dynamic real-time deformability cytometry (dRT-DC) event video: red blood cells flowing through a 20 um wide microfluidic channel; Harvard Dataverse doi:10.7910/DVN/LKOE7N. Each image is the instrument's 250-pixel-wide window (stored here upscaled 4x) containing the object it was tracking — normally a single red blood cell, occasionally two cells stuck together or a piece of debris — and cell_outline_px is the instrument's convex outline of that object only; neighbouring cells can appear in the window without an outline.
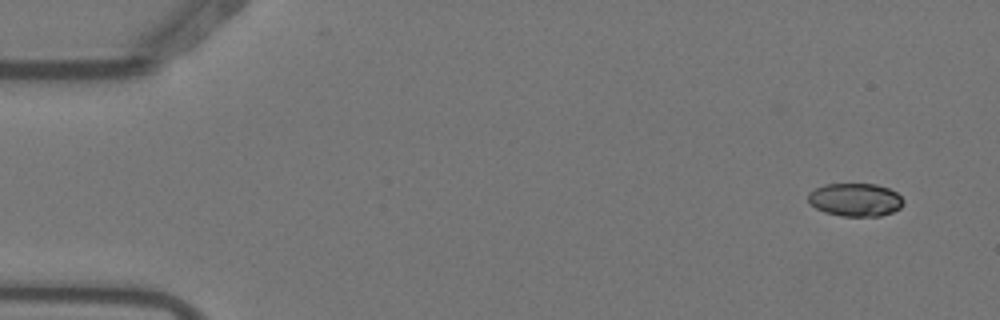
{"species": "Egyptian fruit bat (a non-hibernating species)", "species_latin": "Rousettus aegyptiacus", "temperature_condition": "warm", "stored_images_in_passage": 6, "camera_frame_rate_fps": 3000, "um_per_image_px": 0.085, "animal": {"sex": "female"}, "frame": {"image": 1, "passage_image": 1, "time_ms": 0.0, "image_size_px": [1000, 320], "cell_outline_px": [[904, 204], [900, 208], [892, 212], [880, 216], [840, 216], [824, 212], [808, 204], [808, 192], [824, 184], [876, 184], [888, 188], [896, 192], [904, 200]], "centroid_in_image_um": [72.68, 16.98], "position_along_channel_um": 12.3, "area_um2": 18.55}}
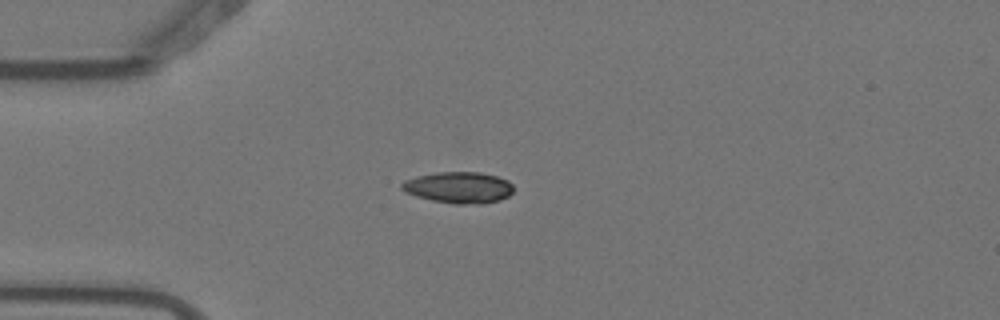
{"frame": {"image": 2, "passage_image": 4, "time_ms": 1.0, "image_size_px": [1000, 320], "cell_outline_px": [[512, 192], [508, 196], [500, 200], [484, 204], [456, 204], [432, 200], [416, 196], [404, 192], [400, 188], [400, 184], [404, 180], [416, 176], [440, 172], [480, 172], [496, 176], [508, 180], [512, 184]], "centroid_in_image_um": [38.98, 15.94], "position_along_channel_um": 46.0, "area_um2": 20.52}}
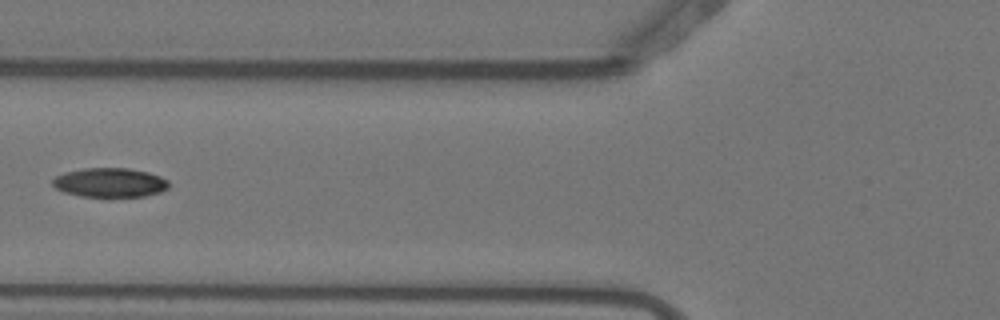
{"frame": {"image": 3, "passage_image": 6, "time_ms": 1.667, "image_size_px": [1000, 320], "cell_outline_px": [[168, 188], [160, 192], [144, 196], [80, 196], [64, 192], [56, 188], [52, 184], [52, 180], [56, 176], [64, 172], [84, 168], [128, 168], [148, 172], [160, 176], [168, 180]], "centroid_in_image_um": [9.33, 15.51], "position_along_channel_um": 116.5, "area_um2": 19.71}}